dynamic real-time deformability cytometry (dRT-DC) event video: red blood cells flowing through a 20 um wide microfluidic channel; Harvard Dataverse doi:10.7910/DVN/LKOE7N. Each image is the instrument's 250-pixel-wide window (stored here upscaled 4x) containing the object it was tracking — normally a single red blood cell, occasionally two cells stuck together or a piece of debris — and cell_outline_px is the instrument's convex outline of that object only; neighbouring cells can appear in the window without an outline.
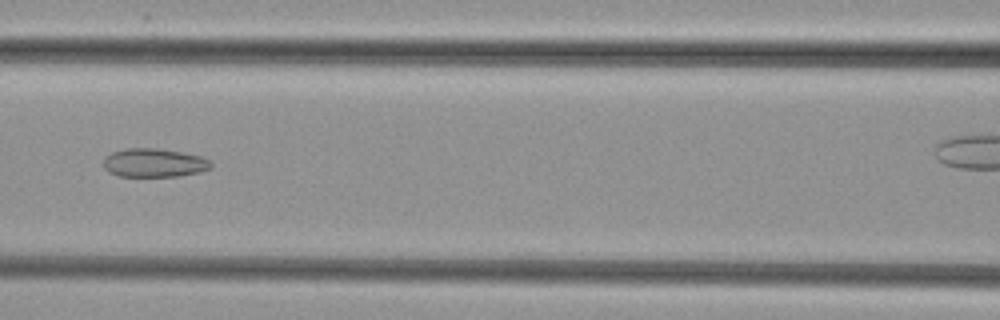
{"species": "common noctule bat (a hibernating species)", "species_latin": "Nyctalus noctula", "temperature_condition": "cold", "stored_images_in_passage": 43, "camera_frame_rate_fps": 3000, "um_per_image_px": 0.085, "animal": {"sex": "female", "body_mass_g": 29.2, "forearm_length_mm": 56.3}, "frame": {"image": 1, "passage_image": 24, "time_ms": 7.667, "image_size_px": [1000, 320], "cell_outline_px": [[212, 168], [200, 172], [180, 176], [116, 176], [108, 172], [104, 168], [104, 156], [112, 152], [128, 148], [160, 148], [204, 156], [212, 160]], "centroid_in_image_um": [13.14, 13.83], "position_along_channel_um": 153.5, "area_um2": 18.32}}
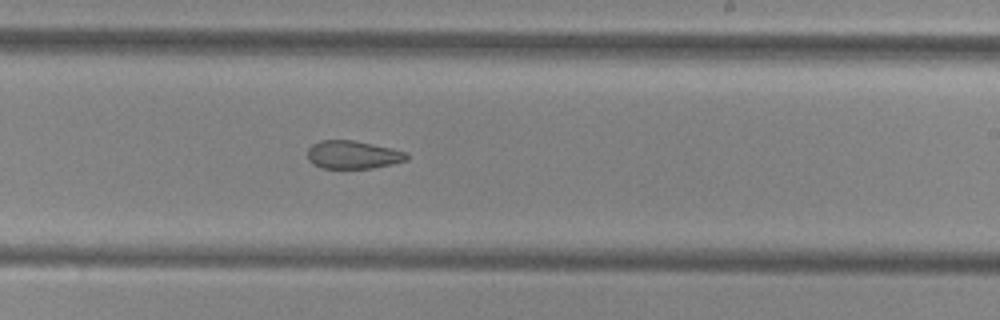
{"frame": {"image": 2, "passage_image": 32, "time_ms": 10.333, "image_size_px": [1000, 320], "cell_outline_px": [[408, 160], [392, 164], [372, 168], [320, 168], [312, 164], [308, 160], [308, 148], [312, 144], [320, 140], [352, 140], [392, 148], [408, 152]], "centroid_in_image_um": [29.99, 13.15], "position_along_channel_um": 259.0, "area_um2": 16.36}}
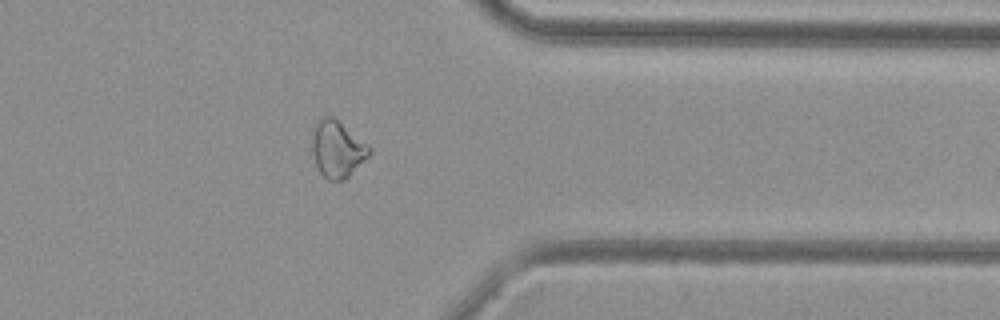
{"frame": {"image": 3, "passage_image": 42, "time_ms": 13.667, "image_size_px": [1000, 320], "cell_outline_px": [[372, 152], [344, 180], [328, 180], [320, 172], [316, 164], [312, 152], [312, 132], [320, 116], [332, 116], [368, 144], [372, 148]], "centroid_in_image_um": [28.66, 12.65], "position_along_channel_um": 382.7, "area_um2": 18.73}}